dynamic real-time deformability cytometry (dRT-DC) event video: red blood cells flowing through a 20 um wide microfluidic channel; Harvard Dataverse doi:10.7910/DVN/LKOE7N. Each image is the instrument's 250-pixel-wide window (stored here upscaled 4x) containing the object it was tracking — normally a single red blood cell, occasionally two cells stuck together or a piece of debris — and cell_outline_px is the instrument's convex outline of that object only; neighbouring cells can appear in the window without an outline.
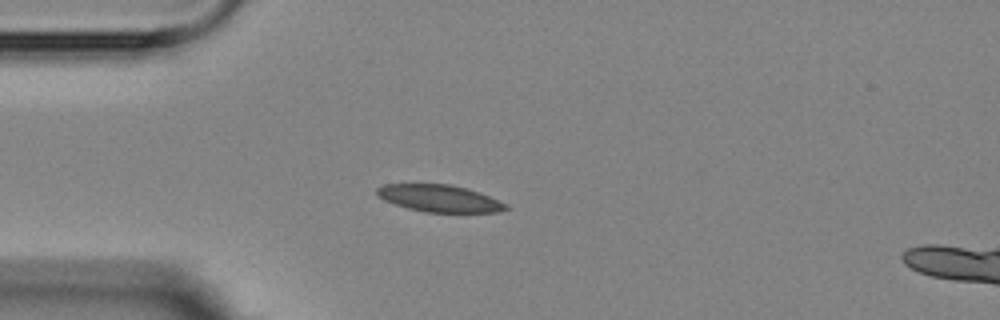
{"species": "Egyptian fruit bat (a non-hibernating species)", "species_latin": "Rousettus aegyptiacus", "temperature_condition": "room temperature", "stored_images_in_passage": 4, "camera_frame_rate_fps": 3000, "um_per_image_px": 0.085, "animal": {"sex": "female"}, "frame": {"image": 1, "passage_image": 3, "time_ms": 2.667, "image_size_px": [1000, 320], "cell_outline_px": [[508, 208], [496, 212], [424, 212], [408, 208], [384, 200], [376, 196], [376, 188], [384, 184], [448, 184], [464, 188], [488, 196], [508, 204]], "centroid_in_image_um": [37.29, 16.86], "position_along_channel_um": 47.7, "area_um2": 20.06}}